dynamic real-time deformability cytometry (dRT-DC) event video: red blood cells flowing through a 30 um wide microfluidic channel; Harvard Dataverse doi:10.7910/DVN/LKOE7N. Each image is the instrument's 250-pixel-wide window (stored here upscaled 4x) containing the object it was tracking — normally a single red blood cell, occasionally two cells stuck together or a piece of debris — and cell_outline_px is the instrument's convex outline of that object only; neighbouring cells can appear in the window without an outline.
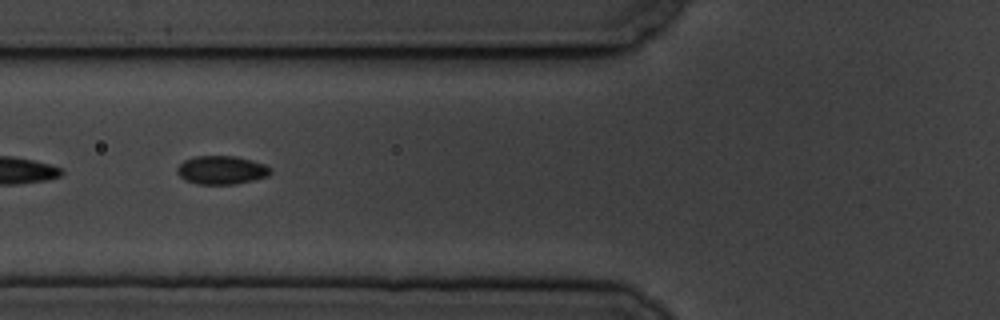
{"species": "common noctule bat (a hibernating species)", "species_latin": "Nyctalus noctula", "temperature_condition": "cold", "stored_images_in_passage": 9, "camera_frame_rate_fps": 3000, "um_per_image_px": 0.085, "animal": {"sex": "male", "body_mass_g": 19.5, "forearm_length_mm": 54.6}, "frame": {"image": 1, "passage_image": 2, "time_ms": 0.333, "image_size_px": [1000, 320], "cell_outline_px": [[272, 172], [268, 176], [236, 184], [196, 184], [184, 180], [176, 172], [176, 168], [184, 160], [196, 156], [236, 156], [252, 160], [264, 164], [272, 168]], "centroid_in_image_um": [18.83, 14.45], "position_along_channel_um": 107.0, "area_um2": 15.61}}
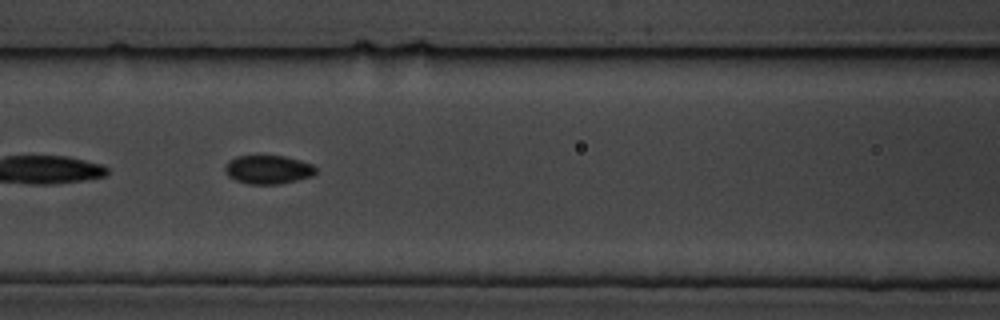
{"frame": {"image": 2, "passage_image": 5, "time_ms": 1.333, "image_size_px": [1000, 320], "cell_outline_px": [[316, 172], [312, 176], [280, 184], [248, 184], [236, 180], [228, 176], [224, 172], [224, 168], [228, 160], [236, 156], [284, 156], [300, 160], [312, 164], [316, 168]], "centroid_in_image_um": [22.76, 14.41], "position_along_channel_um": 143.8, "area_um2": 15.2}}